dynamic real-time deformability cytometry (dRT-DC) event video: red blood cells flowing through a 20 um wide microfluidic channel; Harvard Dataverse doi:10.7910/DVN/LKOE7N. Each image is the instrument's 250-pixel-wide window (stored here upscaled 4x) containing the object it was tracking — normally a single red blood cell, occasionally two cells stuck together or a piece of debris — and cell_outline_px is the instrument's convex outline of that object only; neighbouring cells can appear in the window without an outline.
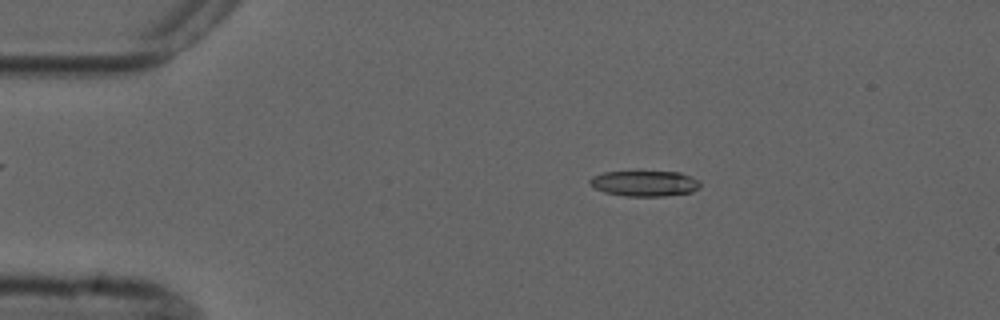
{"species": "common noctule bat (a hibernating species)", "species_latin": "Nyctalus noctula", "temperature_condition": "cold", "stored_images_in_passage": 6, "camera_frame_rate_fps": 3000, "um_per_image_px": 0.085, "animal": {"sex": "male", "forearm_length_mm": 52.5}, "frame": {"image": 1, "passage_image": 2, "time_ms": 2.0, "image_size_px": [1000, 320], "cell_outline_px": [[700, 188], [692, 192], [664, 196], [624, 196], [604, 192], [588, 184], [588, 180], [592, 176], [604, 172], [680, 172], [700, 180]], "centroid_in_image_um": [54.79, 15.59], "position_along_channel_um": 30.2, "area_um2": 16.53}}
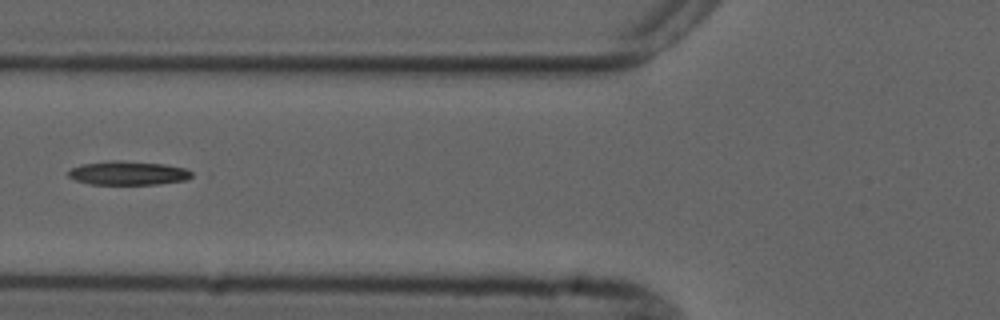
{"frame": {"image": 2, "passage_image": 5, "time_ms": 5.667, "image_size_px": [1000, 320], "cell_outline_px": [[192, 176], [184, 180], [160, 184], [88, 184], [76, 180], [68, 176], [68, 172], [72, 168], [80, 164], [112, 160], [120, 160], [164, 164], [184, 168], [192, 172]], "centroid_in_image_um": [10.86, 14.7], "position_along_channel_um": 114.9, "area_um2": 17.11}}
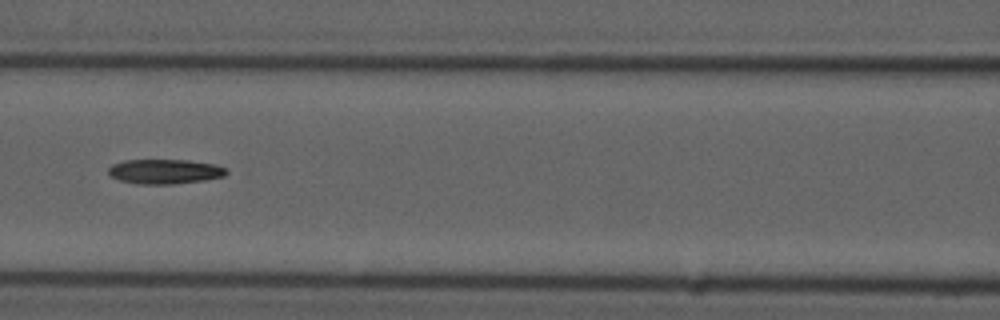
{"frame": {"image": 3, "passage_image": 6, "time_ms": 6.667, "image_size_px": [1000, 320], "cell_outline_px": [[232, 172], [224, 176], [204, 180], [172, 184], [140, 184], [120, 180], [112, 176], [108, 172], [108, 168], [112, 164], [124, 160], [188, 160], [216, 164], [228, 168]], "centroid_in_image_um": [14.08, 14.57], "position_along_channel_um": 152.5, "area_um2": 17.11}}